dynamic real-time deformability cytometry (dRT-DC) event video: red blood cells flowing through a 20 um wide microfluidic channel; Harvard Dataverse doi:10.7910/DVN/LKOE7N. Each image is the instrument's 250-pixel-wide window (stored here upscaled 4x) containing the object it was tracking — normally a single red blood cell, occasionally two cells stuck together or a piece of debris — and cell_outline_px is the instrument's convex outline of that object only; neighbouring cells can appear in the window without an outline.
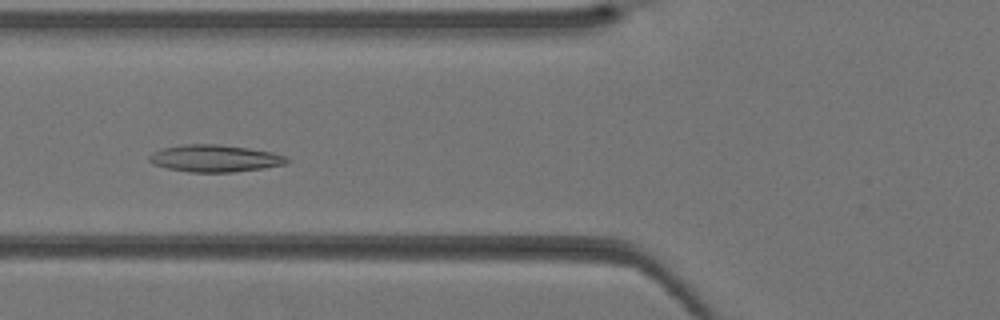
{"species": "Egyptian fruit bat (a non-hibernating species)", "species_latin": "Rousettus aegyptiacus", "temperature_condition": "warm", "stored_images_in_passage": 40, "camera_frame_rate_fps": 3000, "um_per_image_px": 0.085, "animal": {"sex": "female"}, "frame": {"image": 1, "passage_image": 15, "time_ms": 4.667, "image_size_px": [1000, 320], "cell_outline_px": [[292, 160], [284, 164], [264, 168], [232, 172], [188, 172], [168, 168], [152, 164], [148, 160], [148, 156], [152, 152], [164, 148], [184, 144], [216, 144], [248, 148], [272, 152], [284, 156]], "centroid_in_image_um": [18.24, 13.46], "position_along_channel_um": 107.6, "area_um2": 21.68}}
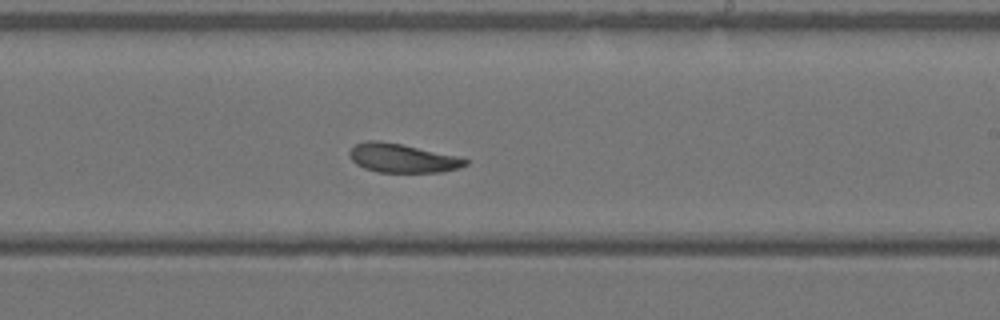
{"frame": {"image": 2, "passage_image": 24, "time_ms": 7.667, "image_size_px": [1000, 320], "cell_outline_px": [[468, 164], [460, 168], [440, 172], [380, 172], [364, 168], [356, 164], [348, 156], [348, 152], [356, 144], [368, 140], [380, 140], [400, 144], [456, 156], [468, 160]], "centroid_in_image_um": [34.16, 13.44], "position_along_channel_um": 254.8, "area_um2": 19.31}}
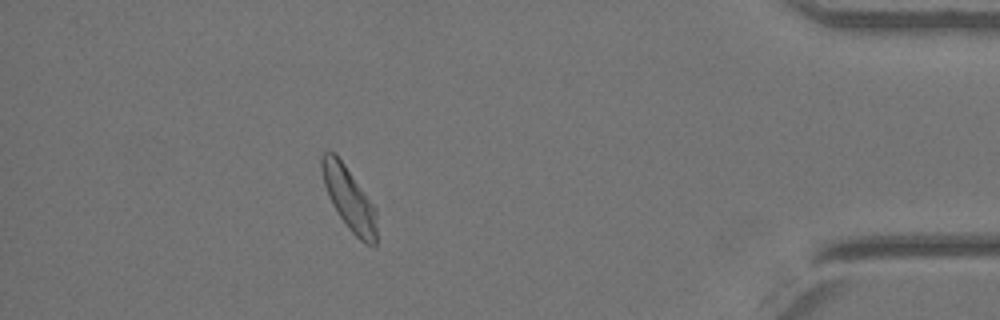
{"frame": {"image": 3, "passage_image": 36, "time_ms": 11.667, "image_size_px": [1000, 320], "cell_outline_px": [[376, 244], [364, 244], [348, 228], [332, 204], [328, 196], [324, 184], [320, 168], [320, 156], [328, 148], [336, 152], [376, 208]], "centroid_in_image_um": [29.63, 16.8], "position_along_channel_um": 405.6, "area_um2": 20.29}}